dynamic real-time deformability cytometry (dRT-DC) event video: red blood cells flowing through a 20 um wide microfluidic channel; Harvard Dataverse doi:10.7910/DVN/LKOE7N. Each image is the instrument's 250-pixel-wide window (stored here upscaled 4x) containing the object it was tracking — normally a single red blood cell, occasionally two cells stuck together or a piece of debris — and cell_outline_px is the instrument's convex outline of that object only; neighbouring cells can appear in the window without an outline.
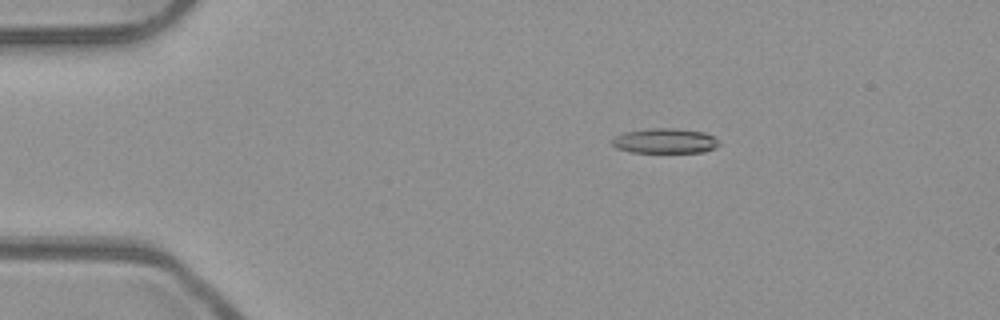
{"species": "common noctule bat (a hibernating species)", "species_latin": "Nyctalus noctula", "temperature_condition": "room temperature", "stored_images_in_passage": 53, "camera_frame_rate_fps": 3000, "um_per_image_px": 0.085, "animal": {"sex": "male", "body_mass_g": 23.1, "forearm_length_mm": 52.7}, "frame": {"image": 1, "passage_image": 10, "time_ms": 3.0, "image_size_px": [1000, 320], "cell_outline_px": [[720, 144], [704, 152], [632, 152], [616, 148], [612, 144], [612, 140], [616, 136], [624, 132], [652, 128], [672, 128], [704, 132], [720, 140]], "centroid_in_image_um": [56.53, 11.97], "position_along_channel_um": 28.5, "area_um2": 15.43}}
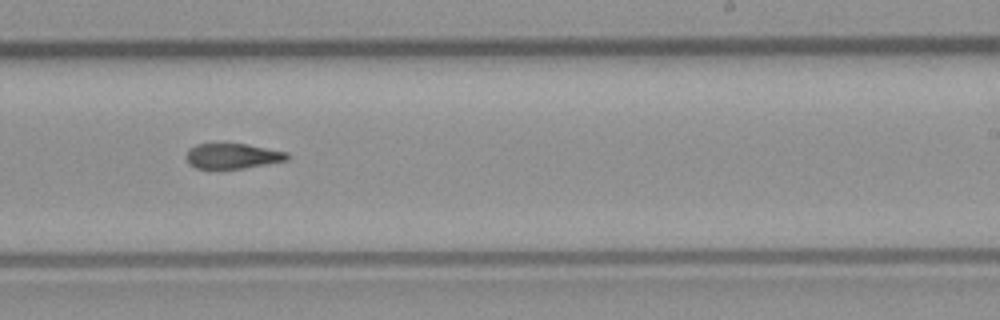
{"frame": {"image": 2, "passage_image": 33, "time_ms": 10.667, "image_size_px": [1000, 320], "cell_outline_px": [[288, 160], [244, 168], [196, 168], [188, 164], [184, 156], [188, 148], [196, 144], [248, 144], [288, 152]], "centroid_in_image_um": [19.73, 13.25], "position_along_channel_um": 269.3, "area_um2": 14.91}}
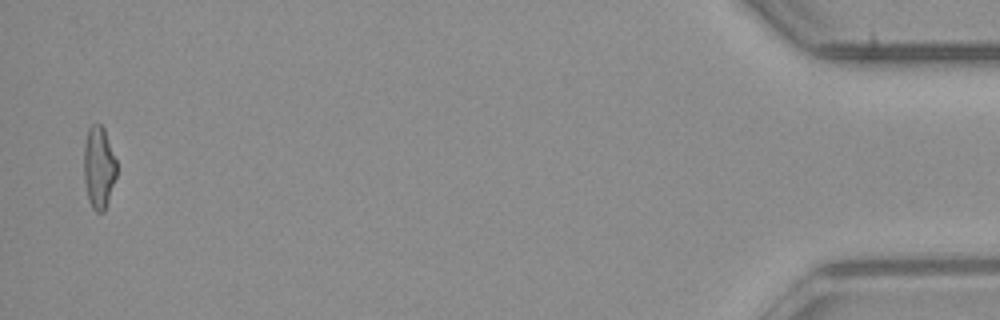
{"frame": {"image": 3, "passage_image": 52, "time_ms": 17.0, "image_size_px": [1000, 320], "cell_outline_px": [[116, 176], [104, 212], [96, 212], [92, 208], [88, 200], [84, 180], [84, 144], [88, 128], [92, 124], [100, 124], [104, 128], [116, 160]], "centroid_in_image_um": [8.38, 14.23], "position_along_channel_um": 426.8, "area_um2": 15.66}, "authors_computed_cell_mechanics": {"area_um2": 15.9528, "velocity_mm_per_s": 3.9568, "shape_relaxation_time_tau1_ms": 11.0692, "shape_relaxation_time_tau2_ms": 6.6897, "deformation_change_tau1": 0.2791, "deformation_change_tau2": 0.1668}}